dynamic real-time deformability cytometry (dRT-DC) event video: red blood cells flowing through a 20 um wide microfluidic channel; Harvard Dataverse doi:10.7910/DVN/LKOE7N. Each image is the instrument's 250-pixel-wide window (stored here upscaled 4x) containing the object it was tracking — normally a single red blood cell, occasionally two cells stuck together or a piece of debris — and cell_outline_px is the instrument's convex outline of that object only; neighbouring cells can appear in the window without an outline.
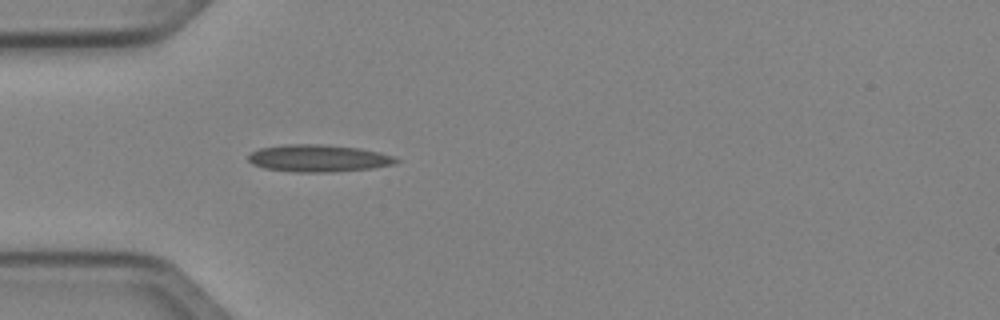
{"species": "Egyptian fruit bat (a non-hibernating species)", "species_latin": "Rousettus aegyptiacus", "temperature_condition": "cold", "stored_images_in_passage": 36, "camera_frame_rate_fps": 3000, "um_per_image_px": 0.085, "animal": {"sex": "female"}, "frame": {"image": 1, "passage_image": 1, "time_ms": 0.0, "image_size_px": [1000, 320], "cell_outline_px": [[400, 160], [392, 164], [372, 168], [332, 172], [296, 172], [264, 168], [252, 164], [248, 160], [248, 156], [252, 152], [260, 148], [284, 144], [324, 144], [360, 148], [380, 152], [392, 156]], "centroid_in_image_um": [27.05, 13.44], "position_along_channel_um": 58.0, "area_um2": 23.41}}
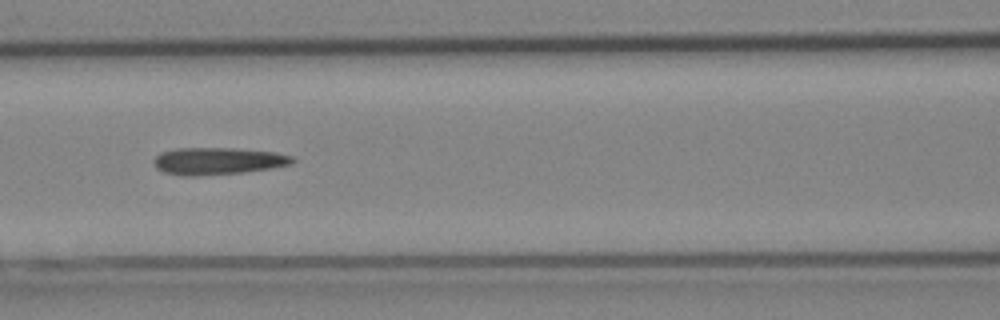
{"frame": {"image": 2, "passage_image": 8, "time_ms": 2.333, "image_size_px": [1000, 320], "cell_outline_px": [[296, 160], [292, 164], [272, 168], [244, 172], [196, 176], [180, 176], [164, 172], [156, 168], [152, 160], [160, 152], [176, 148], [236, 148], [276, 152], [292, 156]], "centroid_in_image_um": [18.51, 13.68], "position_along_channel_um": 148.1, "area_um2": 22.2}}
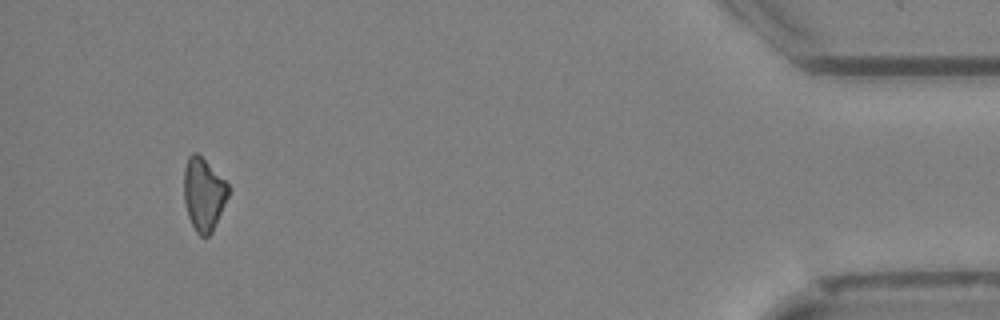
{"frame": {"image": 3, "passage_image": 33, "time_ms": 10.667, "image_size_px": [1000, 320], "cell_outline_px": [[228, 196], [212, 232], [208, 236], [200, 236], [196, 232], [188, 216], [184, 204], [184, 168], [188, 156], [192, 152], [196, 152], [228, 184]], "centroid_in_image_um": [17.28, 16.52], "position_along_channel_um": 417.9, "area_um2": 18.55}}